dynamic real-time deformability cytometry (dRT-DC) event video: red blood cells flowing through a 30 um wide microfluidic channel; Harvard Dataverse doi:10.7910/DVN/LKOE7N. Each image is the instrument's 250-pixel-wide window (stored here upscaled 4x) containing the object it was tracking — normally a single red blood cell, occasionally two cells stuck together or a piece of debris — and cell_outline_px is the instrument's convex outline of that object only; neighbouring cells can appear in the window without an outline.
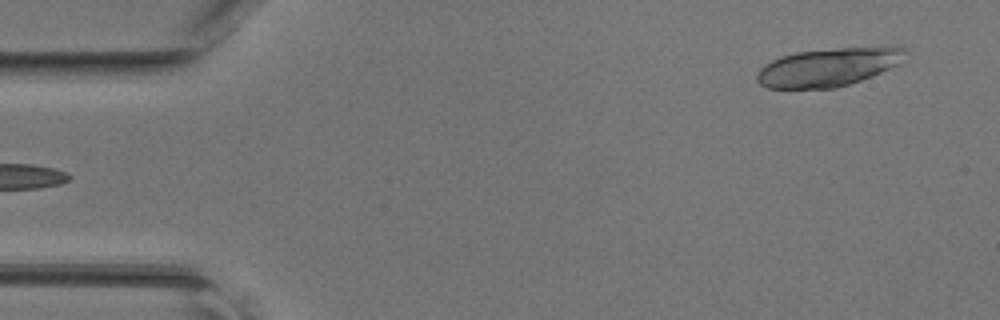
{"species": "common noctule bat (a hibernating species)", "species_latin": "Nyctalus noctula", "temperature_condition": "room temperature", "stored_images_in_passage": 43, "segment_of_instrument_passage": [1, 2], "camera_frame_rate_fps": 3000, "um_per_image_px": 0.085, "animal": {"sex": "female", "body_mass_g": 17.0, "forearm_length_mm": 48.0}, "frame": {"image": 1, "passage_image": 1, "time_ms": 0.0, "image_size_px": [1000, 320], "cell_outline_px": [[904, 52], [896, 64], [880, 72], [860, 80], [836, 88], [768, 88], [760, 84], [756, 80], [756, 72], [764, 64], [780, 56], [796, 52], [884, 44], [904, 48]], "centroid_in_image_um": [70.35, 5.68], "position_along_channel_um": 14.6, "area_um2": 33.06}}